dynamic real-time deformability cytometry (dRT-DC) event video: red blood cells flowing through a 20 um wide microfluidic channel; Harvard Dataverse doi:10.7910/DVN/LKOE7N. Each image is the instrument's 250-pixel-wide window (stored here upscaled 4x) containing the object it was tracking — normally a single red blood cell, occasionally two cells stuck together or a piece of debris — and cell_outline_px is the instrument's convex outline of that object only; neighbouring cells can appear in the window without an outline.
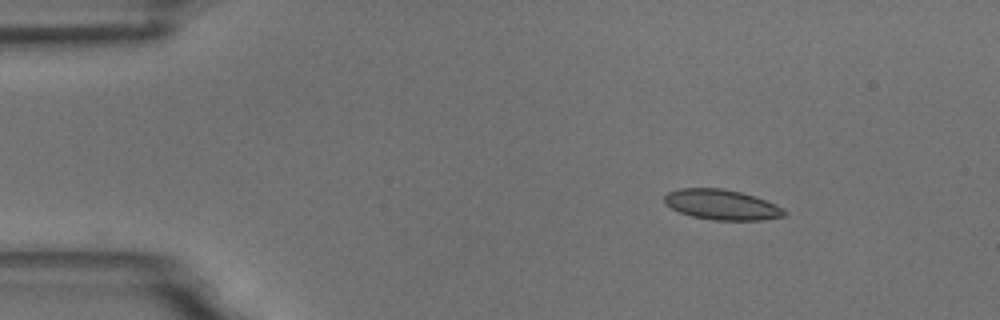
{"species": "common noctule bat (a hibernating species)", "species_latin": "Nyctalus noctula", "temperature_condition": "room temperature", "stored_images_in_passage": 4, "camera_frame_rate_fps": 3000, "um_per_image_px": 0.085, "animal": {"sex": "male", "body_mass_g": 18.8}, "frame": {"image": 1, "passage_image": 1, "time_ms": 0.0, "image_size_px": [1000, 320], "cell_outline_px": [[788, 212], [784, 216], [760, 220], [712, 220], [692, 216], [680, 212], [664, 204], [664, 196], [668, 192], [680, 188], [720, 188], [740, 192], [764, 200], [784, 208]], "centroid_in_image_um": [61.33, 17.4], "position_along_channel_um": 23.7, "area_um2": 20.98}}
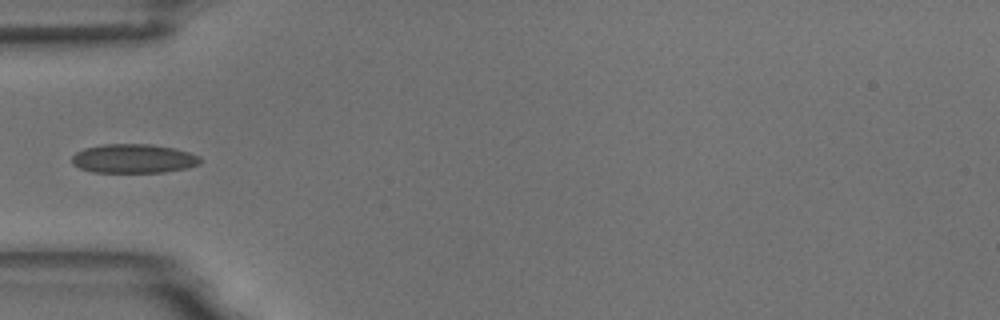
{"frame": {"image": 2, "passage_image": 4, "time_ms": 3.333, "image_size_px": [1000, 320], "cell_outline_px": [[200, 164], [188, 168], [164, 172], [92, 172], [80, 168], [72, 164], [72, 156], [76, 152], [84, 148], [104, 144], [152, 144], [172, 148], [188, 152], [200, 156]], "centroid_in_image_um": [11.34, 13.48], "position_along_channel_um": 73.7, "area_um2": 21.73}}